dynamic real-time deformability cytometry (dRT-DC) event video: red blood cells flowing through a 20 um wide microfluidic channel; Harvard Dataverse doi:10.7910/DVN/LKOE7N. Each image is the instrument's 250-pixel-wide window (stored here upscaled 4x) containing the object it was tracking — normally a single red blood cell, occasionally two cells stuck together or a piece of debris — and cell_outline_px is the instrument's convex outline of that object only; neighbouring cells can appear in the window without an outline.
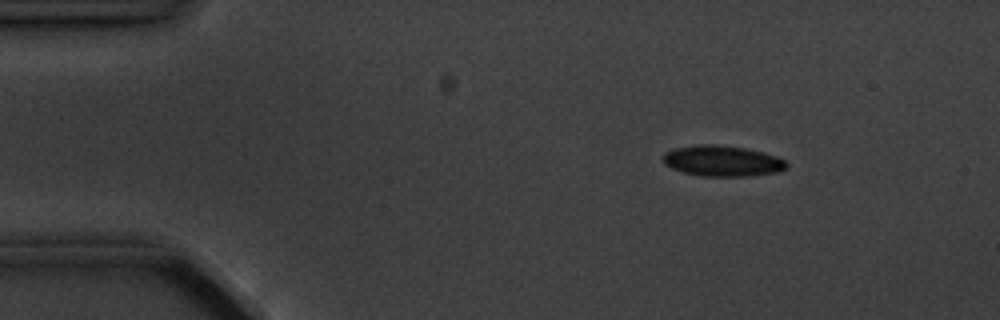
{"species": "common noctule bat (a hibernating species)", "species_latin": "Nyctalus noctula", "temperature_condition": "cold", "stored_images_in_passage": 4, "camera_frame_rate_fps": 3000, "um_per_image_px": 0.085, "animal": {"sex": "male", "body_mass_g": 20.1, "forearm_length_mm": 53.5}, "frame": {"image": 1, "passage_image": 2, "time_ms": 1.0, "image_size_px": [1000, 320], "cell_outline_px": [[788, 168], [776, 172], [748, 176], [700, 176], [684, 172], [672, 168], [664, 164], [664, 152], [676, 148], [700, 144], [716, 144], [744, 148], [764, 152], [776, 156], [784, 160], [788, 164]], "centroid_in_image_um": [61.41, 13.68], "position_along_channel_um": 23.6, "area_um2": 22.08}}
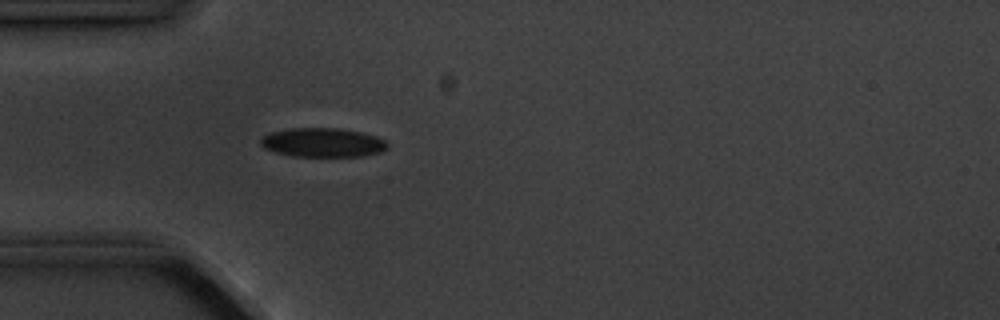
{"frame": {"image": 2, "passage_image": 4, "time_ms": 3.667, "image_size_px": [1000, 320], "cell_outline_px": [[388, 148], [380, 152], [364, 156], [292, 156], [276, 152], [264, 148], [260, 144], [260, 140], [264, 136], [272, 132], [292, 128], [336, 128], [360, 132], [376, 136], [384, 140], [388, 144]], "centroid_in_image_um": [27.44, 12.12], "position_along_channel_um": 57.6, "area_um2": 21.33}}